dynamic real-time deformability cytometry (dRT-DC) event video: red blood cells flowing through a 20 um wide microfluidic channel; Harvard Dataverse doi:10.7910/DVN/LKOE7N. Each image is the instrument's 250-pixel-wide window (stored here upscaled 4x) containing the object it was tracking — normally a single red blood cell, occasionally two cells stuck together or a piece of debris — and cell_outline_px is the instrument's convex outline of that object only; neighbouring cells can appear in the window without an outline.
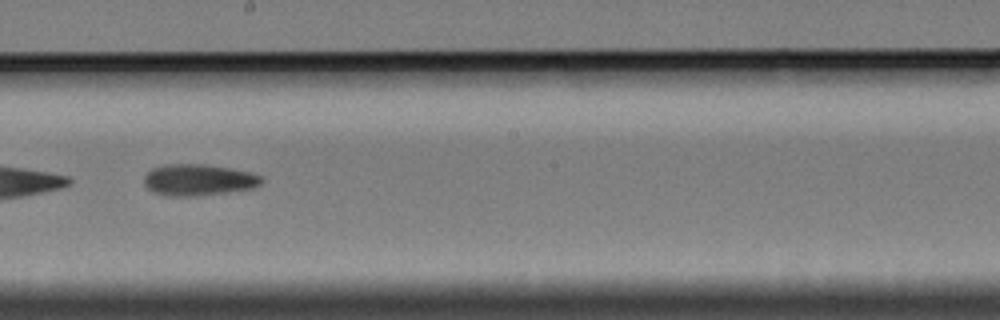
{"species": "Egyptian fruit bat (a non-hibernating species)", "species_latin": "Rousettus aegyptiacus", "temperature_condition": "cold", "stored_images_in_passage": 22, "camera_frame_rate_fps": 3000, "um_per_image_px": 0.085, "animal": {"sex": "female"}, "frame": {"image": 1, "passage_image": 19, "time_ms": 6.0, "image_size_px": [1000, 320], "cell_outline_px": [[264, 180], [260, 184], [252, 188], [196, 196], [164, 196], [152, 192], [144, 184], [144, 176], [152, 168], [168, 164], [204, 164], [228, 168], [248, 172], [260, 176]], "centroid_in_image_um": [16.81, 15.29], "position_along_channel_um": 231.4, "area_um2": 21.33}}